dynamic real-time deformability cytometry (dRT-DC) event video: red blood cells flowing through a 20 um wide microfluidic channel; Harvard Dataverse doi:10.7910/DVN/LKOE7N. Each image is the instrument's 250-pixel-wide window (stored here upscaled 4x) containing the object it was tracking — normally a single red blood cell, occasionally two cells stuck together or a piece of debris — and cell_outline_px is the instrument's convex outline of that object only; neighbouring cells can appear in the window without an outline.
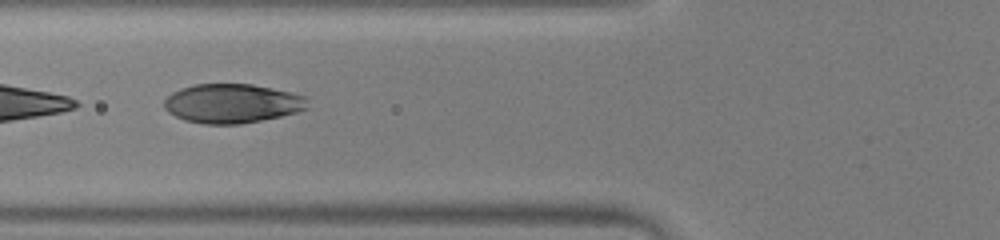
{"species": "human", "species_latin": "Homo sapiens", "temperature_condition": "warm", "stored_images_in_passage": 23, "segment_of_instrument_passage": [2, 2], "camera_frame_rate_fps": 3000, "um_per_image_px": 0.085, "donor": {"sex": "male"}, "frame": {"image": 1, "passage_image": 21, "time_ms": 6.667, "image_size_px": [1000, 240], "cell_outline_px": [[308, 108], [296, 112], [280, 116], [240, 124], [204, 124], [184, 120], [168, 112], [164, 108], [164, 100], [172, 92], [180, 88], [196, 84], [252, 84], [292, 92], [304, 96]], "centroid_in_image_um": [19.7, 8.79], "position_along_channel_um": 106.1, "area_um2": 32.66}}